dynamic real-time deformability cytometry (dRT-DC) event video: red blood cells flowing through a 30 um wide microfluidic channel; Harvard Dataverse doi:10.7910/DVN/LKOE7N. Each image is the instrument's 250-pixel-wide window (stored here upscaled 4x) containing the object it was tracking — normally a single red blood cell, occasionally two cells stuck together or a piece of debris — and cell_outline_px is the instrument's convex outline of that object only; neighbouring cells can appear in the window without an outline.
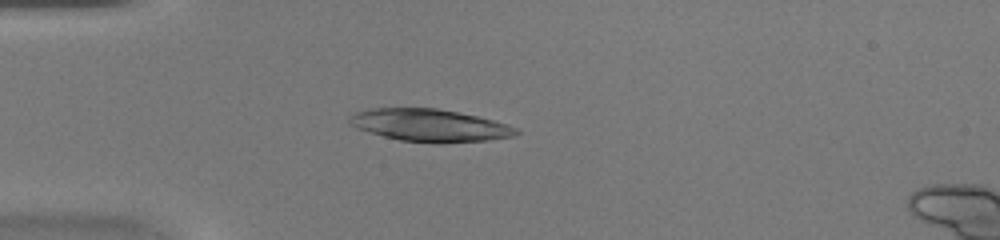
{"species": "common noctule bat (a hibernating species)", "species_latin": "Nyctalus noctula", "temperature_condition": "warm", "stored_images_in_passage": 27, "segment_of_instrument_passage": [1, 2], "camera_frame_rate_fps": 3000, "um_per_image_px": 0.085, "animal": {"sex": "female", "body_mass_g": 20.0, "forearm_length_mm": 54.0}, "frame": {"image": 1, "passage_image": 13, "time_ms": 4.0, "image_size_px": [1000, 240], "cell_outline_px": [[520, 132], [516, 136], [488, 140], [440, 144], [436, 144], [400, 140], [384, 136], [356, 128], [348, 124], [348, 120], [356, 112], [372, 108], [436, 108], [476, 116], [508, 124], [516, 128]], "centroid_in_image_um": [36.55, 10.67], "position_along_channel_um": 48.5, "area_um2": 31.56}}